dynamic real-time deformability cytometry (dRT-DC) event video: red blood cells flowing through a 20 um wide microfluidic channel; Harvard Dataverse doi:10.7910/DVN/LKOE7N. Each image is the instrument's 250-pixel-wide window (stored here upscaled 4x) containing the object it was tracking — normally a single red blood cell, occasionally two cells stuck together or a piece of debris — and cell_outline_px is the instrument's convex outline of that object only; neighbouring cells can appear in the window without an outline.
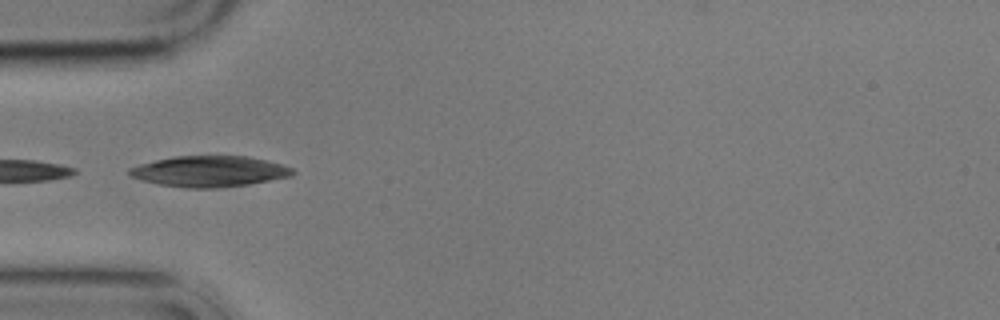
{"species": "common noctule bat (a hibernating species)", "species_latin": "Nyctalus noctula", "temperature_condition": "cold", "stored_images_in_passage": 15, "camera_frame_rate_fps": 3000, "um_per_image_px": 0.085, "animal": {"sex": "male", "body_mass_g": 17.9}, "frame": {"image": 1, "passage_image": 5, "time_ms": 5.667, "image_size_px": [1000, 320], "cell_outline_px": [[296, 172], [292, 176], [248, 184], [216, 188], [188, 188], [160, 184], [144, 180], [132, 176], [128, 172], [128, 168], [140, 164], [156, 160], [176, 156], [248, 156], [280, 164], [292, 168]], "centroid_in_image_um": [17.82, 14.56], "position_along_channel_um": 67.2, "area_um2": 29.02}}
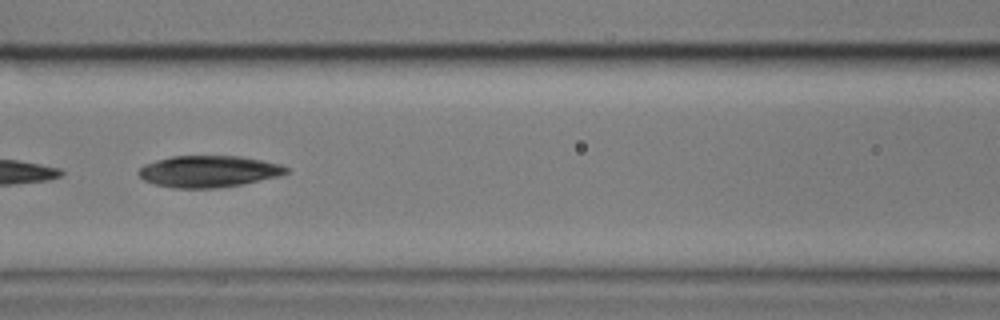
{"frame": {"image": 2, "passage_image": 7, "time_ms": 8.0, "image_size_px": [1000, 320], "cell_outline_px": [[288, 172], [280, 176], [240, 184], [216, 188], [172, 188], [156, 184], [144, 180], [136, 172], [144, 164], [156, 160], [172, 156], [240, 156], [280, 164], [288, 168]], "centroid_in_image_um": [17.71, 14.56], "position_along_channel_um": 148.9, "area_um2": 27.05}}
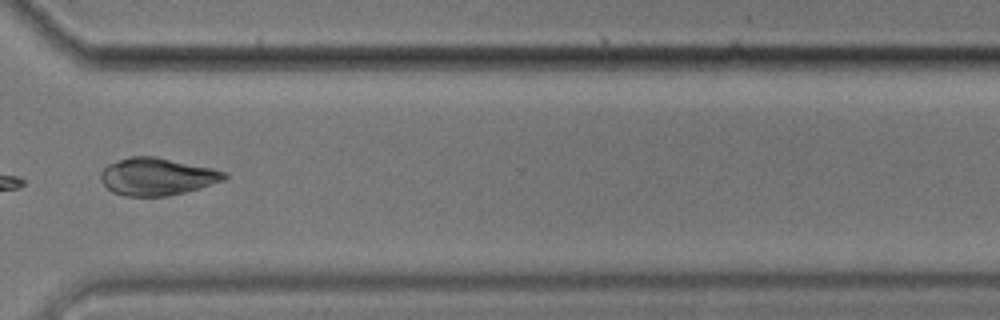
{"frame": {"image": 3, "passage_image": 12, "time_ms": 14.0, "image_size_px": [1000, 320], "cell_outline_px": [[228, 176], [224, 180], [200, 188], [168, 196], [124, 196], [112, 192], [100, 180], [100, 172], [108, 164], [128, 156], [156, 156], [212, 168], [228, 172]], "centroid_in_image_um": [13.34, 15.0], "position_along_channel_um": 357.3, "area_um2": 27.11}, "authors_computed_cell_mechanics": {"area_um2": 27.3394, "velocity_mm_per_s": 3.4844, "shape_relaxation_time_tau1_ms": null, "shape_relaxation_time_tau2_ms": 3.1648, "deformation_change_tau1": null, "deformation_change_tau2": 0.0583}}